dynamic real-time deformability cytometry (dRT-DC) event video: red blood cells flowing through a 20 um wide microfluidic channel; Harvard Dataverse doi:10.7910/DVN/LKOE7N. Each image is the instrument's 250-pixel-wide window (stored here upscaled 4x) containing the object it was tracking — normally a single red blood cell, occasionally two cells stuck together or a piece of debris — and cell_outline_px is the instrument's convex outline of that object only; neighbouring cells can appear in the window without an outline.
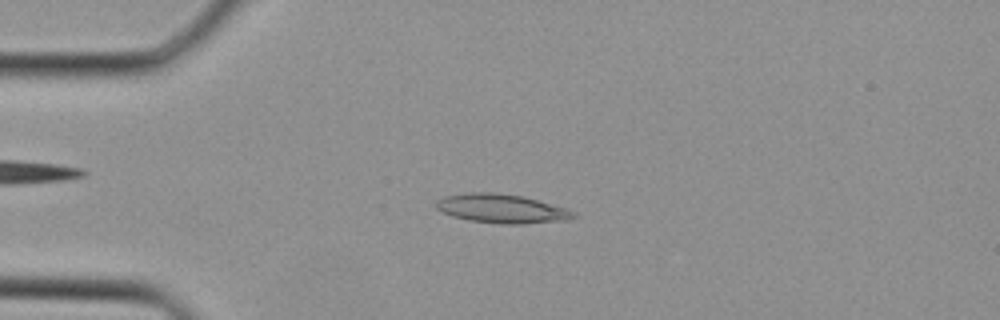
{"species": "Egyptian fruit bat (a non-hibernating species)", "species_latin": "Rousettus aegyptiacus", "temperature_condition": "cold", "stored_images_in_passage": 35, "camera_frame_rate_fps": 3000, "um_per_image_px": 0.085, "animal": {"sex": "female"}, "frame": {"image": 1, "passage_image": 8, "time_ms": 2.333, "image_size_px": [1000, 320], "cell_outline_px": [[576, 216], [568, 220], [520, 224], [500, 224], [468, 220], [452, 216], [440, 212], [436, 208], [436, 200], [444, 196], [464, 192], [492, 192], [524, 196], [568, 208], [576, 212]], "centroid_in_image_um": [42.63, 17.72], "position_along_channel_um": 42.4, "area_um2": 23.58}}
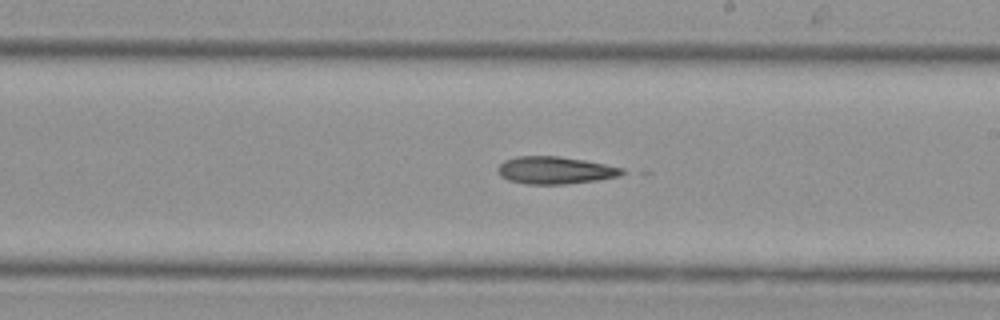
{"frame": {"image": 2, "passage_image": 20, "time_ms": 6.333, "image_size_px": [1000, 320], "cell_outline_px": [[628, 172], [620, 176], [596, 180], [564, 184], [524, 184], [508, 180], [500, 176], [496, 172], [496, 168], [504, 160], [516, 156], [560, 156], [584, 160], [624, 168]], "centroid_in_image_um": [47.16, 14.47], "position_along_channel_um": 241.8, "area_um2": 20.06}}
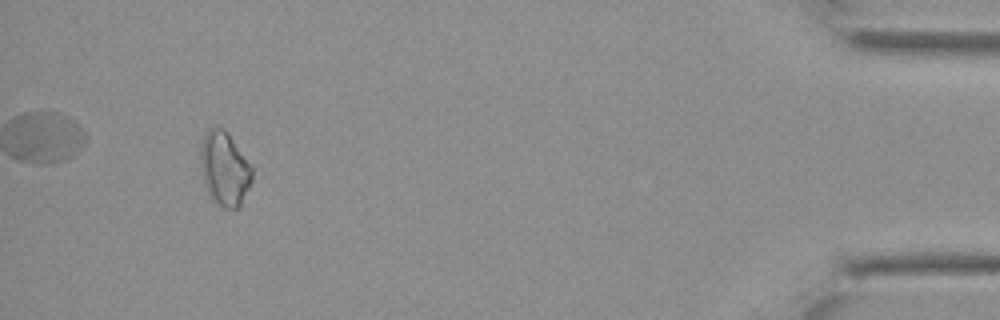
{"frame": {"image": 3, "passage_image": 33, "time_ms": 10.667, "image_size_px": [1000, 320], "cell_outline_px": [[252, 180], [240, 208], [224, 208], [208, 196], [204, 184], [200, 168], [200, 148], [204, 136], [208, 128], [224, 128], [228, 132], [252, 164]], "centroid_in_image_um": [19.09, 14.34], "position_along_channel_um": 416.1, "area_um2": 22.66}}